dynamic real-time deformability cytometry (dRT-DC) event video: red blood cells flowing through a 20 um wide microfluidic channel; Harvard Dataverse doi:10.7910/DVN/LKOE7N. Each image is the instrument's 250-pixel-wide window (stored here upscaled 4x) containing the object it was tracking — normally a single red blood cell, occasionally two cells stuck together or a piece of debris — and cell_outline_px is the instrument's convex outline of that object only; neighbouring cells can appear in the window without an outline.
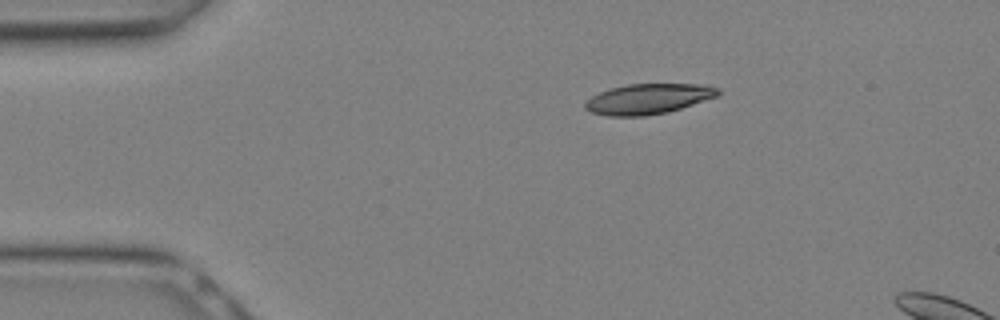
{"species": "Egyptian fruit bat (a non-hibernating species)", "species_latin": "Rousettus aegyptiacus", "temperature_condition": "warm", "stored_images_in_passage": 4, "camera_frame_rate_fps": 3000, "um_per_image_px": 0.085, "animal": {"sex": "female"}, "frame": {"image": 1, "passage_image": 1, "time_ms": 0.0, "image_size_px": [1000, 320], "cell_outline_px": [[720, 96], [668, 112], [644, 116], [608, 116], [592, 112], [584, 108], [584, 104], [592, 96], [600, 92], [612, 88], [628, 84], [708, 84], [720, 88]], "centroid_in_image_um": [55.17, 8.4], "position_along_channel_um": 29.8, "area_um2": 23.58}}